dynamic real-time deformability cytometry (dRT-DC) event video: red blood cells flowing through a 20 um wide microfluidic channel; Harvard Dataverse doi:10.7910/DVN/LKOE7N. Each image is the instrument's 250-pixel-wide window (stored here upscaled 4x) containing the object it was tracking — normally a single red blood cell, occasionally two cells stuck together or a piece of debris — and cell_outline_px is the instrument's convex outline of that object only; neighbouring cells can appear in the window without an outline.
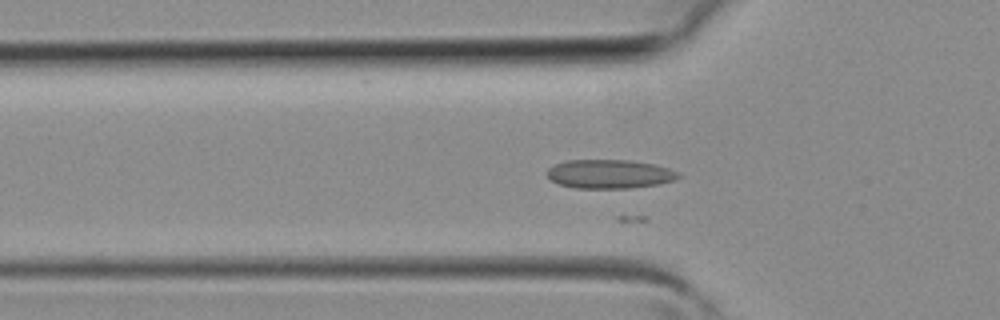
{"species": "common noctule bat (a hibernating species)", "species_latin": "Nyctalus noctula", "temperature_condition": "room temperature", "stored_images_in_passage": 18, "camera_frame_rate_fps": 3000, "um_per_image_px": 0.085, "animal": {"sex": "female", "body_mass_g": 19.3, "forearm_length_mm": 54.1}, "frame": {"image": 1, "passage_image": 11, "time_ms": 3.333, "image_size_px": [1000, 320], "cell_outline_px": [[680, 176], [676, 180], [660, 184], [632, 188], [576, 188], [560, 184], [552, 180], [548, 176], [548, 168], [556, 164], [568, 160], [628, 160], [656, 164], [680, 172]], "centroid_in_image_um": [51.88, 14.79], "position_along_channel_um": 73.9, "area_um2": 22.14}}
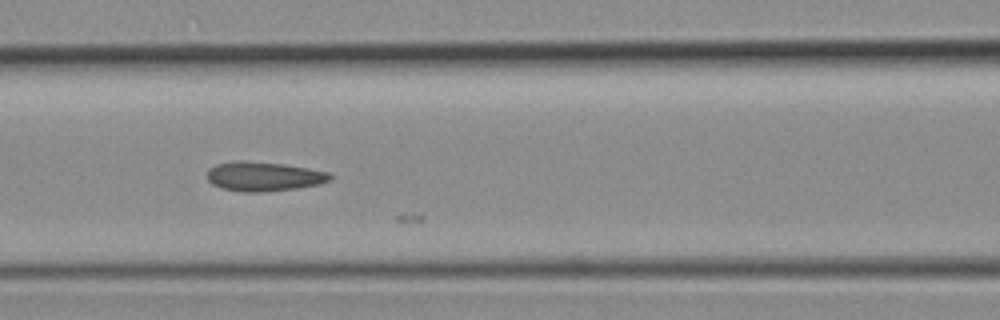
{"frame": {"image": 2, "passage_image": 15, "time_ms": 4.667, "image_size_px": [1000, 320], "cell_outline_px": [[336, 176], [332, 180], [320, 184], [296, 188], [264, 192], [244, 192], [220, 188], [212, 184], [208, 180], [208, 168], [216, 164], [240, 160], [244, 160], [284, 164], [332, 172]], "centroid_in_image_um": [22.48, 14.99], "position_along_channel_um": 144.1, "area_um2": 21.39}}